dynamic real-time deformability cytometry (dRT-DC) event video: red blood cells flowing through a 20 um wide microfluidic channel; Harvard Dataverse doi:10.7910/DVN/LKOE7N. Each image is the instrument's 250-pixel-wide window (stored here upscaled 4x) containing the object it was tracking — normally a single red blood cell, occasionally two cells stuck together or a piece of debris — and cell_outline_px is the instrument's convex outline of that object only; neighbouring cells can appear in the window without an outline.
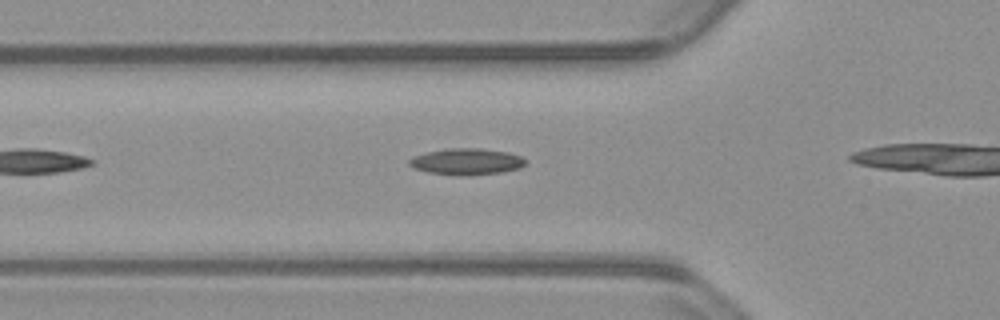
{"species": "common noctule bat (a hibernating species)", "species_latin": "Nyctalus noctula", "temperature_condition": "warm", "stored_images_in_passage": 10, "camera_frame_rate_fps": 3000, "um_per_image_px": 0.085, "animal": {"sex": "male", "body_mass_g": 23.1, "forearm_length_mm": 52.7}, "frame": {"image": 1, "passage_image": 2, "time_ms": 0.333, "image_size_px": [1000, 320], "cell_outline_px": [[524, 164], [520, 168], [500, 172], [460, 176], [428, 172], [412, 168], [408, 164], [408, 160], [412, 156], [428, 152], [448, 148], [480, 148], [508, 152], [520, 156], [524, 160]], "centroid_in_image_um": [39.6, 13.73], "position_along_channel_um": 86.2, "area_um2": 17.8}}
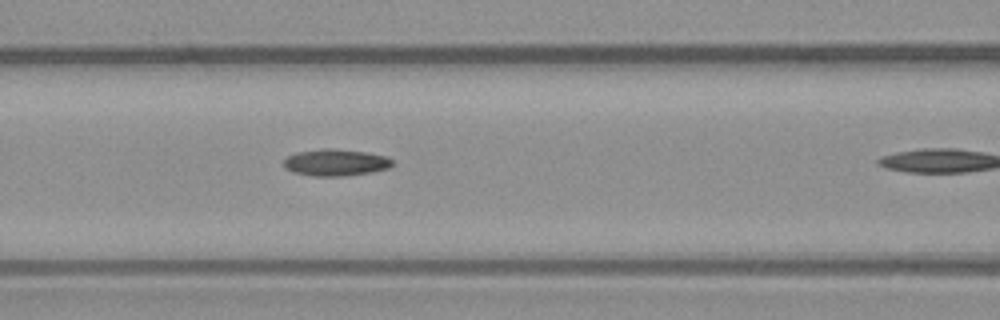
{"frame": {"image": 2, "passage_image": 6, "time_ms": 1.667, "image_size_px": [1000, 320], "cell_outline_px": [[392, 164], [388, 168], [372, 172], [344, 176], [312, 176], [292, 172], [284, 168], [284, 160], [288, 156], [296, 152], [324, 148], [332, 148], [368, 152], [388, 156], [392, 160]], "centroid_in_image_um": [28.52, 13.81], "position_along_channel_um": 138.1, "area_um2": 17.11}}
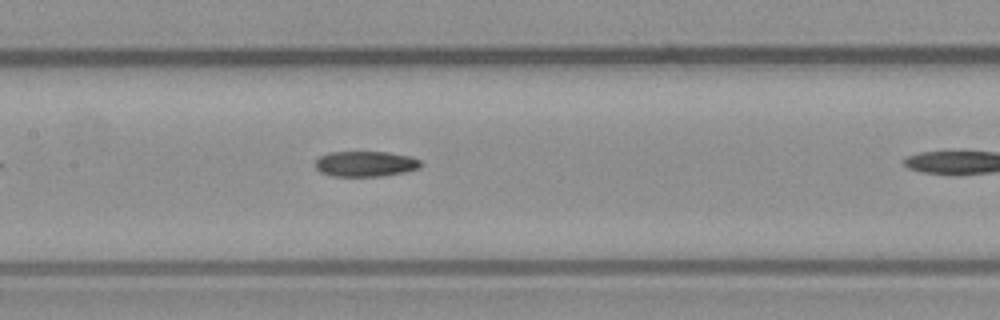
{"frame": {"image": 3, "passage_image": 9, "time_ms": 2.667, "image_size_px": [1000, 320], "cell_outline_px": [[424, 164], [420, 168], [404, 172], [380, 176], [332, 176], [320, 172], [316, 168], [316, 160], [320, 156], [328, 152], [388, 152], [412, 156], [420, 160]], "centroid_in_image_um": [31.1, 13.92], "position_along_channel_um": 176.3, "area_um2": 15.78}}